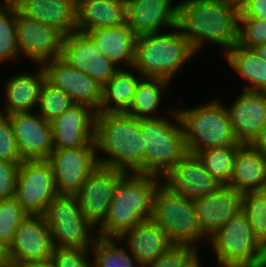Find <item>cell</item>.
<instances>
[{
	"label": "cell",
	"mask_w": 266,
	"mask_h": 267,
	"mask_svg": "<svg viewBox=\"0 0 266 267\" xmlns=\"http://www.w3.org/2000/svg\"><path fill=\"white\" fill-rule=\"evenodd\" d=\"M177 27L196 54L205 43L225 54L238 42L239 10L228 0H185L178 3Z\"/></svg>",
	"instance_id": "6da1fadb"
},
{
	"label": "cell",
	"mask_w": 266,
	"mask_h": 267,
	"mask_svg": "<svg viewBox=\"0 0 266 267\" xmlns=\"http://www.w3.org/2000/svg\"><path fill=\"white\" fill-rule=\"evenodd\" d=\"M94 140L99 164L128 174H145L140 119L126 113H97Z\"/></svg>",
	"instance_id": "7a4b0ae2"
},
{
	"label": "cell",
	"mask_w": 266,
	"mask_h": 267,
	"mask_svg": "<svg viewBox=\"0 0 266 267\" xmlns=\"http://www.w3.org/2000/svg\"><path fill=\"white\" fill-rule=\"evenodd\" d=\"M161 177L127 174L116 188L104 222L97 228L102 238H119L138 223L151 219L153 199Z\"/></svg>",
	"instance_id": "3957f363"
},
{
	"label": "cell",
	"mask_w": 266,
	"mask_h": 267,
	"mask_svg": "<svg viewBox=\"0 0 266 267\" xmlns=\"http://www.w3.org/2000/svg\"><path fill=\"white\" fill-rule=\"evenodd\" d=\"M194 55L188 39L175 26L169 32L137 37L133 68L142 77L162 78L171 83Z\"/></svg>",
	"instance_id": "277c9868"
},
{
	"label": "cell",
	"mask_w": 266,
	"mask_h": 267,
	"mask_svg": "<svg viewBox=\"0 0 266 267\" xmlns=\"http://www.w3.org/2000/svg\"><path fill=\"white\" fill-rule=\"evenodd\" d=\"M167 114L140 119L145 146V174L162 177L188 154L178 109L168 107Z\"/></svg>",
	"instance_id": "5b68a950"
},
{
	"label": "cell",
	"mask_w": 266,
	"mask_h": 267,
	"mask_svg": "<svg viewBox=\"0 0 266 267\" xmlns=\"http://www.w3.org/2000/svg\"><path fill=\"white\" fill-rule=\"evenodd\" d=\"M224 101L217 97L178 113L183 125L188 154L216 147L242 145L236 139Z\"/></svg>",
	"instance_id": "8992f818"
},
{
	"label": "cell",
	"mask_w": 266,
	"mask_h": 267,
	"mask_svg": "<svg viewBox=\"0 0 266 267\" xmlns=\"http://www.w3.org/2000/svg\"><path fill=\"white\" fill-rule=\"evenodd\" d=\"M151 219L173 245L199 249L200 241L209 239L200 228L194 201L173 193L162 183L154 194Z\"/></svg>",
	"instance_id": "52a82bcc"
},
{
	"label": "cell",
	"mask_w": 266,
	"mask_h": 267,
	"mask_svg": "<svg viewBox=\"0 0 266 267\" xmlns=\"http://www.w3.org/2000/svg\"><path fill=\"white\" fill-rule=\"evenodd\" d=\"M219 267H261L263 246L241 210L208 239Z\"/></svg>",
	"instance_id": "ba28073f"
},
{
	"label": "cell",
	"mask_w": 266,
	"mask_h": 267,
	"mask_svg": "<svg viewBox=\"0 0 266 267\" xmlns=\"http://www.w3.org/2000/svg\"><path fill=\"white\" fill-rule=\"evenodd\" d=\"M44 217L56 247L91 248L98 237L97 229L80 212L74 195H57Z\"/></svg>",
	"instance_id": "9c48e42d"
},
{
	"label": "cell",
	"mask_w": 266,
	"mask_h": 267,
	"mask_svg": "<svg viewBox=\"0 0 266 267\" xmlns=\"http://www.w3.org/2000/svg\"><path fill=\"white\" fill-rule=\"evenodd\" d=\"M57 195L47 160H24L20 164L14 198L29 215H44Z\"/></svg>",
	"instance_id": "30bf717a"
},
{
	"label": "cell",
	"mask_w": 266,
	"mask_h": 267,
	"mask_svg": "<svg viewBox=\"0 0 266 267\" xmlns=\"http://www.w3.org/2000/svg\"><path fill=\"white\" fill-rule=\"evenodd\" d=\"M127 174L98 164L74 194L80 212L96 229L106 219L116 188Z\"/></svg>",
	"instance_id": "8fae6325"
},
{
	"label": "cell",
	"mask_w": 266,
	"mask_h": 267,
	"mask_svg": "<svg viewBox=\"0 0 266 267\" xmlns=\"http://www.w3.org/2000/svg\"><path fill=\"white\" fill-rule=\"evenodd\" d=\"M47 161L58 195H74L99 164L96 146L54 148Z\"/></svg>",
	"instance_id": "7c38bea8"
},
{
	"label": "cell",
	"mask_w": 266,
	"mask_h": 267,
	"mask_svg": "<svg viewBox=\"0 0 266 267\" xmlns=\"http://www.w3.org/2000/svg\"><path fill=\"white\" fill-rule=\"evenodd\" d=\"M16 37L20 56L25 55L36 66L62 56L65 36L46 23L28 19L18 12Z\"/></svg>",
	"instance_id": "4fadbf2b"
},
{
	"label": "cell",
	"mask_w": 266,
	"mask_h": 267,
	"mask_svg": "<svg viewBox=\"0 0 266 267\" xmlns=\"http://www.w3.org/2000/svg\"><path fill=\"white\" fill-rule=\"evenodd\" d=\"M42 67L46 79L62 89L75 104H84L98 111L102 101L103 86L85 73L69 65L61 57L45 62Z\"/></svg>",
	"instance_id": "5bb4252c"
},
{
	"label": "cell",
	"mask_w": 266,
	"mask_h": 267,
	"mask_svg": "<svg viewBox=\"0 0 266 267\" xmlns=\"http://www.w3.org/2000/svg\"><path fill=\"white\" fill-rule=\"evenodd\" d=\"M173 193L195 201L214 192L221 184L206 170L196 155L187 154L162 177Z\"/></svg>",
	"instance_id": "9a60e30c"
},
{
	"label": "cell",
	"mask_w": 266,
	"mask_h": 267,
	"mask_svg": "<svg viewBox=\"0 0 266 267\" xmlns=\"http://www.w3.org/2000/svg\"><path fill=\"white\" fill-rule=\"evenodd\" d=\"M61 58L102 86L119 70L85 33L78 31L65 37Z\"/></svg>",
	"instance_id": "2e32d148"
},
{
	"label": "cell",
	"mask_w": 266,
	"mask_h": 267,
	"mask_svg": "<svg viewBox=\"0 0 266 267\" xmlns=\"http://www.w3.org/2000/svg\"><path fill=\"white\" fill-rule=\"evenodd\" d=\"M24 160H47L54 149L52 125L37 111L8 115Z\"/></svg>",
	"instance_id": "e0dca14e"
},
{
	"label": "cell",
	"mask_w": 266,
	"mask_h": 267,
	"mask_svg": "<svg viewBox=\"0 0 266 267\" xmlns=\"http://www.w3.org/2000/svg\"><path fill=\"white\" fill-rule=\"evenodd\" d=\"M54 245L44 215H28L16 228L9 247L13 266L52 256Z\"/></svg>",
	"instance_id": "ac0fdd59"
},
{
	"label": "cell",
	"mask_w": 266,
	"mask_h": 267,
	"mask_svg": "<svg viewBox=\"0 0 266 267\" xmlns=\"http://www.w3.org/2000/svg\"><path fill=\"white\" fill-rule=\"evenodd\" d=\"M175 0H126V23L135 37L162 33L177 26ZM174 3V5H173Z\"/></svg>",
	"instance_id": "d6986e66"
},
{
	"label": "cell",
	"mask_w": 266,
	"mask_h": 267,
	"mask_svg": "<svg viewBox=\"0 0 266 267\" xmlns=\"http://www.w3.org/2000/svg\"><path fill=\"white\" fill-rule=\"evenodd\" d=\"M96 111L84 104H74L51 122L54 148L96 146Z\"/></svg>",
	"instance_id": "ffe728a7"
},
{
	"label": "cell",
	"mask_w": 266,
	"mask_h": 267,
	"mask_svg": "<svg viewBox=\"0 0 266 267\" xmlns=\"http://www.w3.org/2000/svg\"><path fill=\"white\" fill-rule=\"evenodd\" d=\"M243 194L228 184L194 201L202 232L209 238L242 210Z\"/></svg>",
	"instance_id": "44dd1931"
},
{
	"label": "cell",
	"mask_w": 266,
	"mask_h": 267,
	"mask_svg": "<svg viewBox=\"0 0 266 267\" xmlns=\"http://www.w3.org/2000/svg\"><path fill=\"white\" fill-rule=\"evenodd\" d=\"M226 106L233 132L240 144H251L266 121V93L242 90Z\"/></svg>",
	"instance_id": "7402d4cb"
},
{
	"label": "cell",
	"mask_w": 266,
	"mask_h": 267,
	"mask_svg": "<svg viewBox=\"0 0 266 267\" xmlns=\"http://www.w3.org/2000/svg\"><path fill=\"white\" fill-rule=\"evenodd\" d=\"M17 12L31 20L46 23L65 37L77 31L76 0H9Z\"/></svg>",
	"instance_id": "603a6c76"
},
{
	"label": "cell",
	"mask_w": 266,
	"mask_h": 267,
	"mask_svg": "<svg viewBox=\"0 0 266 267\" xmlns=\"http://www.w3.org/2000/svg\"><path fill=\"white\" fill-rule=\"evenodd\" d=\"M18 73L4 81V109L3 115L37 111L40 89L46 78L42 65H37L36 71Z\"/></svg>",
	"instance_id": "cb8c5ba5"
},
{
	"label": "cell",
	"mask_w": 266,
	"mask_h": 267,
	"mask_svg": "<svg viewBox=\"0 0 266 267\" xmlns=\"http://www.w3.org/2000/svg\"><path fill=\"white\" fill-rule=\"evenodd\" d=\"M118 240L126 243L125 247L135 256L141 267L156 261L173 245L166 233L152 219L138 223L124 232Z\"/></svg>",
	"instance_id": "d4e9b609"
},
{
	"label": "cell",
	"mask_w": 266,
	"mask_h": 267,
	"mask_svg": "<svg viewBox=\"0 0 266 267\" xmlns=\"http://www.w3.org/2000/svg\"><path fill=\"white\" fill-rule=\"evenodd\" d=\"M93 44L119 69L133 68L136 37L127 23L85 32Z\"/></svg>",
	"instance_id": "484cf974"
},
{
	"label": "cell",
	"mask_w": 266,
	"mask_h": 267,
	"mask_svg": "<svg viewBox=\"0 0 266 267\" xmlns=\"http://www.w3.org/2000/svg\"><path fill=\"white\" fill-rule=\"evenodd\" d=\"M228 185L242 194L266 190V156L250 144H242L235 154Z\"/></svg>",
	"instance_id": "4316f807"
},
{
	"label": "cell",
	"mask_w": 266,
	"mask_h": 267,
	"mask_svg": "<svg viewBox=\"0 0 266 267\" xmlns=\"http://www.w3.org/2000/svg\"><path fill=\"white\" fill-rule=\"evenodd\" d=\"M124 23L126 0H76V24L80 33Z\"/></svg>",
	"instance_id": "83f0119b"
},
{
	"label": "cell",
	"mask_w": 266,
	"mask_h": 267,
	"mask_svg": "<svg viewBox=\"0 0 266 267\" xmlns=\"http://www.w3.org/2000/svg\"><path fill=\"white\" fill-rule=\"evenodd\" d=\"M141 78L134 68L119 69L103 86L101 105L96 113H126L133 102Z\"/></svg>",
	"instance_id": "f1b7e54d"
},
{
	"label": "cell",
	"mask_w": 266,
	"mask_h": 267,
	"mask_svg": "<svg viewBox=\"0 0 266 267\" xmlns=\"http://www.w3.org/2000/svg\"><path fill=\"white\" fill-rule=\"evenodd\" d=\"M224 58L236 75L246 81L242 90L266 93V62L253 49L236 43Z\"/></svg>",
	"instance_id": "f546056e"
},
{
	"label": "cell",
	"mask_w": 266,
	"mask_h": 267,
	"mask_svg": "<svg viewBox=\"0 0 266 267\" xmlns=\"http://www.w3.org/2000/svg\"><path fill=\"white\" fill-rule=\"evenodd\" d=\"M170 84L169 81L162 78L142 77L137 85L133 102L126 114L138 119L165 116L160 114L159 109L161 107L159 106L163 105L161 104L163 101L162 94L170 89Z\"/></svg>",
	"instance_id": "4dcf8cb0"
},
{
	"label": "cell",
	"mask_w": 266,
	"mask_h": 267,
	"mask_svg": "<svg viewBox=\"0 0 266 267\" xmlns=\"http://www.w3.org/2000/svg\"><path fill=\"white\" fill-rule=\"evenodd\" d=\"M118 243H122L118 238L98 236L90 248L93 252V267H141L129 249L119 247Z\"/></svg>",
	"instance_id": "1f68e13d"
},
{
	"label": "cell",
	"mask_w": 266,
	"mask_h": 267,
	"mask_svg": "<svg viewBox=\"0 0 266 267\" xmlns=\"http://www.w3.org/2000/svg\"><path fill=\"white\" fill-rule=\"evenodd\" d=\"M241 145L209 148L196 154L206 170L222 185L229 184L234 157Z\"/></svg>",
	"instance_id": "d6a6232c"
},
{
	"label": "cell",
	"mask_w": 266,
	"mask_h": 267,
	"mask_svg": "<svg viewBox=\"0 0 266 267\" xmlns=\"http://www.w3.org/2000/svg\"><path fill=\"white\" fill-rule=\"evenodd\" d=\"M0 63L20 57L16 37V7L9 0L0 1Z\"/></svg>",
	"instance_id": "836d02e7"
},
{
	"label": "cell",
	"mask_w": 266,
	"mask_h": 267,
	"mask_svg": "<svg viewBox=\"0 0 266 267\" xmlns=\"http://www.w3.org/2000/svg\"><path fill=\"white\" fill-rule=\"evenodd\" d=\"M74 104L68 94L45 78L40 89L37 112L46 121L51 123Z\"/></svg>",
	"instance_id": "e575fe53"
},
{
	"label": "cell",
	"mask_w": 266,
	"mask_h": 267,
	"mask_svg": "<svg viewBox=\"0 0 266 267\" xmlns=\"http://www.w3.org/2000/svg\"><path fill=\"white\" fill-rule=\"evenodd\" d=\"M242 211L246 214L255 238L264 247L266 244V190L244 193Z\"/></svg>",
	"instance_id": "d590c367"
},
{
	"label": "cell",
	"mask_w": 266,
	"mask_h": 267,
	"mask_svg": "<svg viewBox=\"0 0 266 267\" xmlns=\"http://www.w3.org/2000/svg\"><path fill=\"white\" fill-rule=\"evenodd\" d=\"M29 214L15 198L0 200V242L8 247L13 242L16 228Z\"/></svg>",
	"instance_id": "8d00e7d4"
},
{
	"label": "cell",
	"mask_w": 266,
	"mask_h": 267,
	"mask_svg": "<svg viewBox=\"0 0 266 267\" xmlns=\"http://www.w3.org/2000/svg\"><path fill=\"white\" fill-rule=\"evenodd\" d=\"M246 48L266 43V21L256 18H239L238 42Z\"/></svg>",
	"instance_id": "74e56055"
},
{
	"label": "cell",
	"mask_w": 266,
	"mask_h": 267,
	"mask_svg": "<svg viewBox=\"0 0 266 267\" xmlns=\"http://www.w3.org/2000/svg\"><path fill=\"white\" fill-rule=\"evenodd\" d=\"M90 248L56 247L52 251L55 267H93Z\"/></svg>",
	"instance_id": "f35d334b"
},
{
	"label": "cell",
	"mask_w": 266,
	"mask_h": 267,
	"mask_svg": "<svg viewBox=\"0 0 266 267\" xmlns=\"http://www.w3.org/2000/svg\"><path fill=\"white\" fill-rule=\"evenodd\" d=\"M0 159L21 164L22 158L8 115L0 113Z\"/></svg>",
	"instance_id": "ab89813d"
},
{
	"label": "cell",
	"mask_w": 266,
	"mask_h": 267,
	"mask_svg": "<svg viewBox=\"0 0 266 267\" xmlns=\"http://www.w3.org/2000/svg\"><path fill=\"white\" fill-rule=\"evenodd\" d=\"M199 253L187 245H172L156 261L145 267H186Z\"/></svg>",
	"instance_id": "60d3db41"
},
{
	"label": "cell",
	"mask_w": 266,
	"mask_h": 267,
	"mask_svg": "<svg viewBox=\"0 0 266 267\" xmlns=\"http://www.w3.org/2000/svg\"><path fill=\"white\" fill-rule=\"evenodd\" d=\"M20 164L0 159V200L15 197Z\"/></svg>",
	"instance_id": "b9f144b4"
},
{
	"label": "cell",
	"mask_w": 266,
	"mask_h": 267,
	"mask_svg": "<svg viewBox=\"0 0 266 267\" xmlns=\"http://www.w3.org/2000/svg\"><path fill=\"white\" fill-rule=\"evenodd\" d=\"M239 18H256L266 21V0H250L239 10Z\"/></svg>",
	"instance_id": "7bdbcfd3"
},
{
	"label": "cell",
	"mask_w": 266,
	"mask_h": 267,
	"mask_svg": "<svg viewBox=\"0 0 266 267\" xmlns=\"http://www.w3.org/2000/svg\"><path fill=\"white\" fill-rule=\"evenodd\" d=\"M258 152L266 156V121L261 127L260 133L250 144Z\"/></svg>",
	"instance_id": "ee69618b"
},
{
	"label": "cell",
	"mask_w": 266,
	"mask_h": 267,
	"mask_svg": "<svg viewBox=\"0 0 266 267\" xmlns=\"http://www.w3.org/2000/svg\"><path fill=\"white\" fill-rule=\"evenodd\" d=\"M0 267H14L11 257L9 247L0 242Z\"/></svg>",
	"instance_id": "f6af8a7d"
},
{
	"label": "cell",
	"mask_w": 266,
	"mask_h": 267,
	"mask_svg": "<svg viewBox=\"0 0 266 267\" xmlns=\"http://www.w3.org/2000/svg\"><path fill=\"white\" fill-rule=\"evenodd\" d=\"M16 267H55L52 258H47L44 260L28 261L18 264Z\"/></svg>",
	"instance_id": "bcb514c9"
},
{
	"label": "cell",
	"mask_w": 266,
	"mask_h": 267,
	"mask_svg": "<svg viewBox=\"0 0 266 267\" xmlns=\"http://www.w3.org/2000/svg\"><path fill=\"white\" fill-rule=\"evenodd\" d=\"M252 49L256 52L257 56L260 59H262L263 61L266 62V43L263 45H259L255 48H252Z\"/></svg>",
	"instance_id": "7dc6e473"
},
{
	"label": "cell",
	"mask_w": 266,
	"mask_h": 267,
	"mask_svg": "<svg viewBox=\"0 0 266 267\" xmlns=\"http://www.w3.org/2000/svg\"><path fill=\"white\" fill-rule=\"evenodd\" d=\"M236 9L240 10L250 0H228Z\"/></svg>",
	"instance_id": "c3c4849f"
},
{
	"label": "cell",
	"mask_w": 266,
	"mask_h": 267,
	"mask_svg": "<svg viewBox=\"0 0 266 267\" xmlns=\"http://www.w3.org/2000/svg\"><path fill=\"white\" fill-rule=\"evenodd\" d=\"M199 254L186 267H202V261Z\"/></svg>",
	"instance_id": "681fc988"
},
{
	"label": "cell",
	"mask_w": 266,
	"mask_h": 267,
	"mask_svg": "<svg viewBox=\"0 0 266 267\" xmlns=\"http://www.w3.org/2000/svg\"><path fill=\"white\" fill-rule=\"evenodd\" d=\"M261 267H266V244L263 247V261Z\"/></svg>",
	"instance_id": "f907efd6"
}]
</instances>
